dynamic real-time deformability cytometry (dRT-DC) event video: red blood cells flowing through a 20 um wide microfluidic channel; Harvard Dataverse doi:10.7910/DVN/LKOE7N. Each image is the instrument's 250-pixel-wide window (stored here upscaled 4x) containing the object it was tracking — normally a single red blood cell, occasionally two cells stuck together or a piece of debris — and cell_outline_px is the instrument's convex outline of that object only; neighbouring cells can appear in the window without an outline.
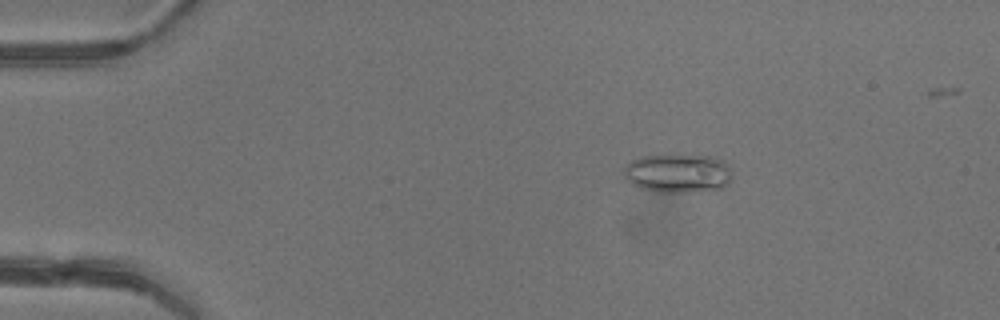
{"species": "common noctule bat (a hibernating species)", "species_latin": "Nyctalus noctula", "temperature_condition": "warm", "stored_images_in_passage": 44, "camera_frame_rate_fps": 3000, "um_per_image_px": 0.085, "animal": {"sex": "female"}, "frame": {"image": 1, "passage_image": 5, "time_ms": 1.333, "image_size_px": [1000, 320], "cell_outline_px": [[732, 180], [728, 184], [720, 188], [688, 192], [656, 192], [640, 188], [632, 184], [624, 176], [624, 168], [632, 160], [640, 156], [708, 156], [720, 160], [732, 172]], "centroid_in_image_um": [57.6, 14.75], "position_along_channel_um": 27.4, "area_um2": 24.1}}
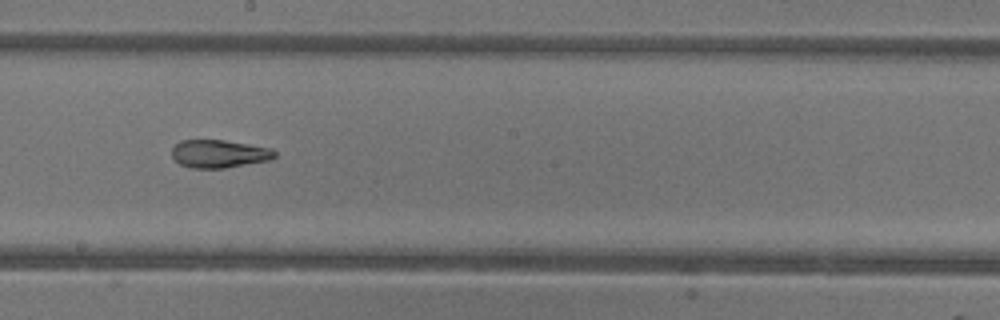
{"frame": {"image": 2, "passage_image": 24, "time_ms": 7.667, "image_size_px": [1000, 320], "cell_outline_px": [[276, 156], [272, 160], [224, 168], [192, 168], [180, 164], [172, 156], [172, 148], [180, 140], [224, 140], [272, 148], [276, 152]], "centroid_in_image_um": [18.65, 13.07], "position_along_channel_um": 229.5, "area_um2": 16.82}}
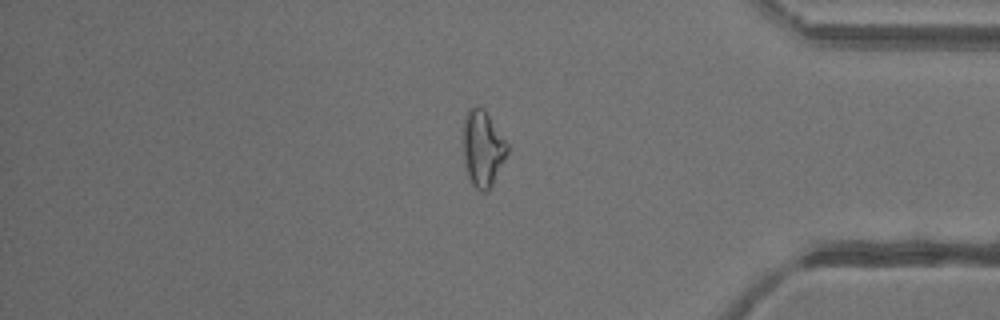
{"frame": {"image": 3, "passage_image": 37, "time_ms": 12.0, "image_size_px": [1000, 320], "cell_outline_px": [[508, 152], [488, 192], [480, 192], [472, 184], [464, 168], [460, 128], [464, 116], [468, 108], [484, 108], [508, 144]], "centroid_in_image_um": [40.96, 12.61], "position_along_channel_um": 394.2, "area_um2": 20.17}, "authors_computed_cell_mechanics": {"area_um2": 18.9295, "velocity_mm_per_s": 4.3602, "shape_relaxation_time_tau1_ms": null, "shape_relaxation_time_tau2_ms": 2.1379, "deformation_change_tau1": null, "deformation_change_tau2": 0.1074}}